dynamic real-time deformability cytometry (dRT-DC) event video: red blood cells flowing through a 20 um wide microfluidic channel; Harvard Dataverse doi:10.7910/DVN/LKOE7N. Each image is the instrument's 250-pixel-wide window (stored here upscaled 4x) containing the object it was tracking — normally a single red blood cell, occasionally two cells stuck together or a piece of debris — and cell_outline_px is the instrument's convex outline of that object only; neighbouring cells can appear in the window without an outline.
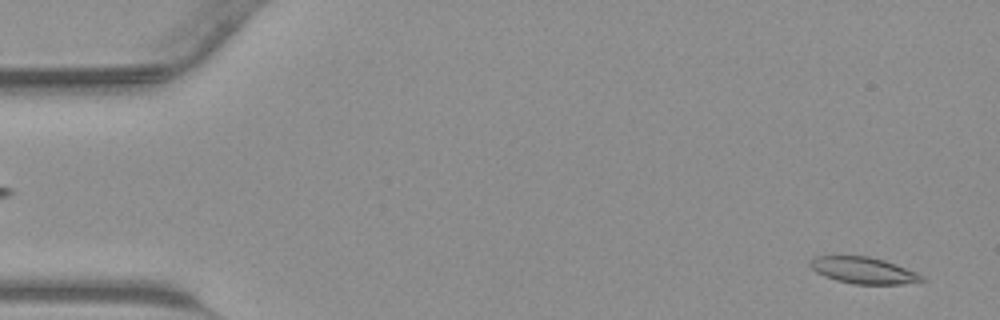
{"species": "common noctule bat (a hibernating species)", "species_latin": "Nyctalus noctula", "temperature_condition": "warm", "stored_images_in_passage": 12, "camera_frame_rate_fps": 3000, "um_per_image_px": 0.085, "animal": {"sex": "male", "body_mass_g": 23.1, "forearm_length_mm": 52.7}, "frame": {"image": 1, "passage_image": 2, "time_ms": 0.333, "image_size_px": [1000, 320], "cell_outline_px": [[924, 280], [900, 284], [852, 284], [836, 280], [824, 276], [816, 272], [808, 264], [812, 256], [836, 252], [868, 256], [884, 260], [896, 264], [916, 272], [924, 276]], "centroid_in_image_um": [73.26, 22.92], "position_along_channel_um": 11.7, "area_um2": 18.03}}